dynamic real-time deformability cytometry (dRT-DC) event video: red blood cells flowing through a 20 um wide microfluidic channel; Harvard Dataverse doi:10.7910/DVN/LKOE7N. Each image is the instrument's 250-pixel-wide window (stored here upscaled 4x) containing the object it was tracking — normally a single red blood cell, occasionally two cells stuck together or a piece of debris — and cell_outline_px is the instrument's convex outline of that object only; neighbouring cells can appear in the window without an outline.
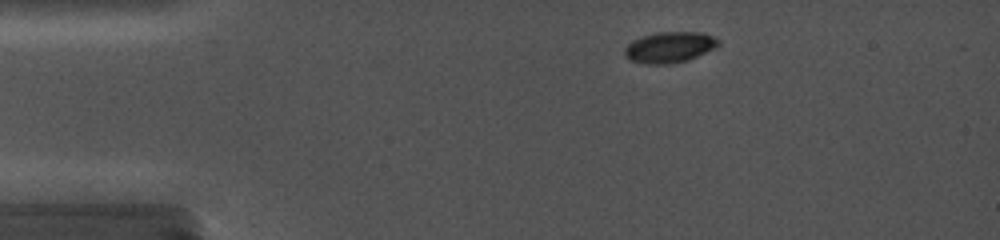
{"species": "common noctule bat (a hibernating species)", "species_latin": "Nyctalus noctula", "temperature_condition": "cold", "stored_images_in_passage": 25, "camera_frame_rate_fps": 5000, "um_per_image_px": 0.085, "animal": {"sex": "female", "body_mass_g": 19.0, "forearm_length_mm": 56.7}, "frame": {"image": 1, "passage_image": 3, "time_ms": 1.2, "image_size_px": [1000, 240], "cell_outline_px": [[720, 44], [716, 48], [688, 60], [672, 64], [644, 64], [628, 60], [624, 56], [624, 48], [632, 40], [640, 36], [656, 32], [704, 32], [720, 40]], "centroid_in_image_um": [56.89, 4.02], "position_along_channel_um": 28.1, "area_um2": 17.28}}
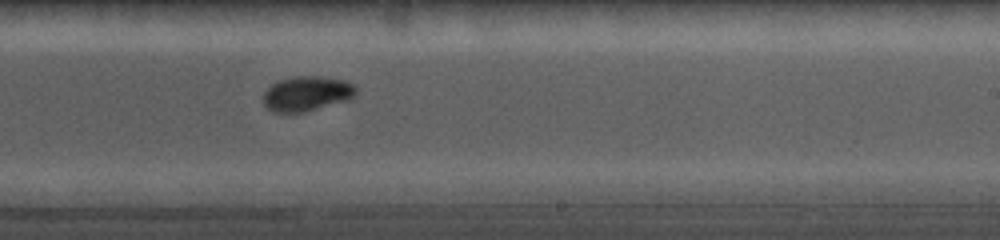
{"frame": {"image": 2, "passage_image": 17, "time_ms": 9.0, "image_size_px": [1000, 240], "cell_outline_px": [[356, 96], [348, 100], [304, 112], [272, 112], [264, 104], [264, 92], [272, 84], [280, 80], [292, 76], [320, 76], [344, 80], [352, 84], [356, 88]], "centroid_in_image_um": [26.09, 7.95], "position_along_channel_um": 262.9, "area_um2": 18.79}}
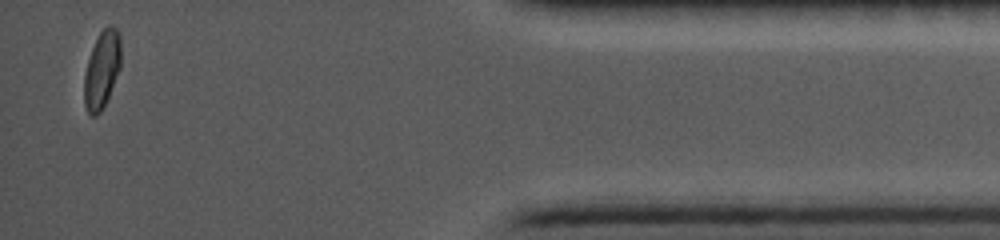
{"frame": {"image": 3, "passage_image": 25, "time_ms": 14.4, "image_size_px": [1000, 240], "cell_outline_px": [[120, 68], [108, 96], [100, 112], [96, 116], [92, 116], [88, 112], [84, 104], [84, 76], [88, 60], [92, 48], [100, 32], [108, 24], [116, 28], [120, 32]], "centroid_in_image_um": [8.66, 5.9], "position_along_channel_um": 426.5, "area_um2": 16.36}}